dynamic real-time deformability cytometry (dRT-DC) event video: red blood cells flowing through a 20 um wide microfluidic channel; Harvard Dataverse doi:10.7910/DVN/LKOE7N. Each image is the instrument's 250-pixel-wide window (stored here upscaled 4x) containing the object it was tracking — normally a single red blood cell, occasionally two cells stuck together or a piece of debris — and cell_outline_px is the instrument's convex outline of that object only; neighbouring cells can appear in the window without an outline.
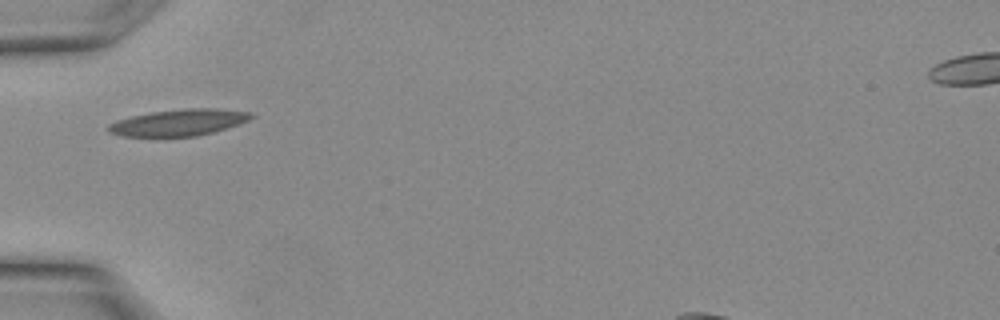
{"species": "Egyptian fruit bat (a non-hibernating species)", "species_latin": "Rousettus aegyptiacus", "temperature_condition": "warm", "stored_images_in_passage": 8, "camera_frame_rate_fps": 3000, "um_per_image_px": 0.085, "animal": {"sex": "female"}, "frame": {"image": 1, "passage_image": 1, "time_ms": 0.0, "image_size_px": [1000, 320], "cell_outline_px": [[256, 116], [248, 120], [212, 132], [196, 136], [124, 136], [108, 132], [108, 124], [116, 120], [132, 116], [152, 112], [184, 108], [216, 108], [252, 112]], "centroid_in_image_um": [15.2, 10.4], "position_along_channel_um": 69.8, "area_um2": 21.85}}
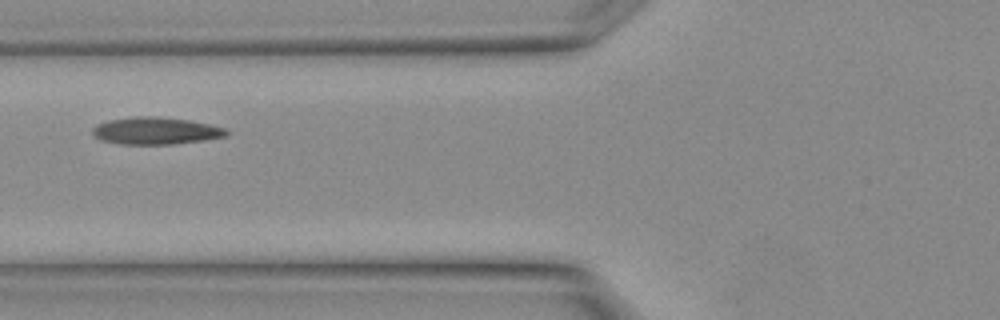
{"frame": {"image": 2, "passage_image": 3, "time_ms": 0.667, "image_size_px": [1000, 320], "cell_outline_px": [[228, 136], [204, 140], [172, 144], [120, 144], [100, 140], [92, 132], [92, 128], [96, 124], [108, 120], [136, 116], [160, 116], [188, 120], [208, 124], [224, 128], [228, 132]], "centroid_in_image_um": [13.21, 11.11], "position_along_channel_um": 112.6, "area_um2": 21.21}}
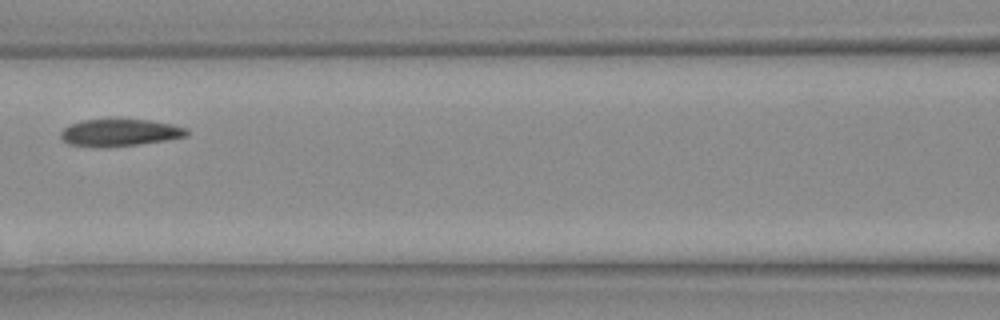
{"frame": {"image": 3, "passage_image": 5, "time_ms": 1.333, "image_size_px": [1000, 320], "cell_outline_px": [[188, 136], [140, 144], [100, 148], [96, 148], [68, 144], [60, 136], [60, 132], [68, 124], [80, 120], [148, 120], [172, 124], [188, 128]], "centroid_in_image_um": [10.14, 11.28], "position_along_channel_um": 156.5, "area_um2": 20.0}}